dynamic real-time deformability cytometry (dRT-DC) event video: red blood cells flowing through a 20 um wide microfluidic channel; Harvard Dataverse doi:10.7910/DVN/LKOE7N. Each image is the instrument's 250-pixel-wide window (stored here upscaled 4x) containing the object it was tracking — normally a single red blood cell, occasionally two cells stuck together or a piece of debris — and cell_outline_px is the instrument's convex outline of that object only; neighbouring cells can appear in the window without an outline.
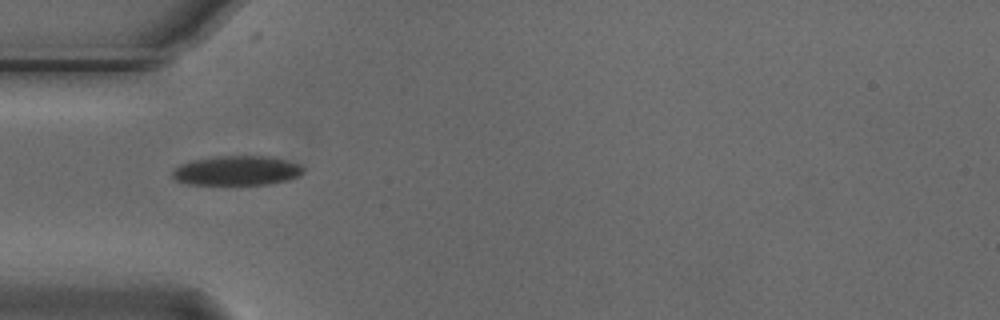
{"species": "Egyptian fruit bat (a non-hibernating species)", "species_latin": "Rousettus aegyptiacus", "temperature_condition": "cold", "stored_images_in_passage": 7, "camera_frame_rate_fps": 3000, "um_per_image_px": 0.085, "animal": {"sex": "male"}, "frame": {"image": 1, "passage_image": 1, "time_ms": 0.0, "image_size_px": [1000, 320], "cell_outline_px": [[304, 172], [300, 176], [288, 180], [268, 184], [188, 184], [176, 180], [172, 176], [172, 172], [180, 164], [192, 160], [216, 156], [272, 156], [300, 164], [304, 168]], "centroid_in_image_um": [20.17, 14.49], "position_along_channel_um": 64.8, "area_um2": 22.6}}
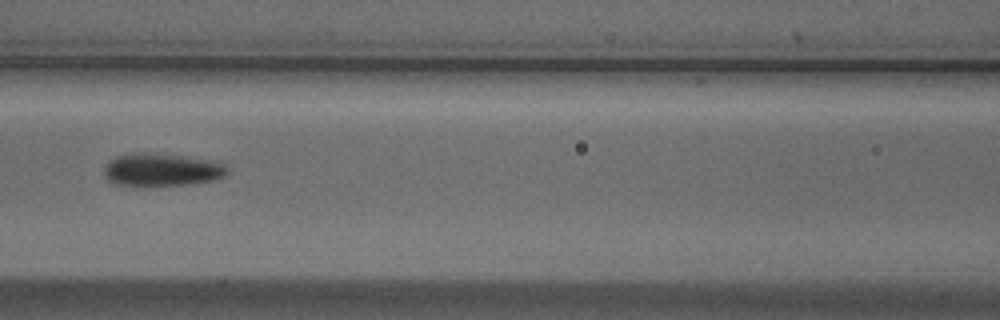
{"frame": {"image": 2, "passage_image": 3, "time_ms": 0.667, "image_size_px": [1000, 320], "cell_outline_px": [[228, 172], [224, 176], [216, 180], [188, 184], [112, 184], [104, 176], [104, 168], [108, 160], [116, 156], [132, 152], [148, 152], [212, 160], [224, 164], [228, 168]], "centroid_in_image_um": [13.73, 14.4], "position_along_channel_um": 152.9, "area_um2": 23.35}}
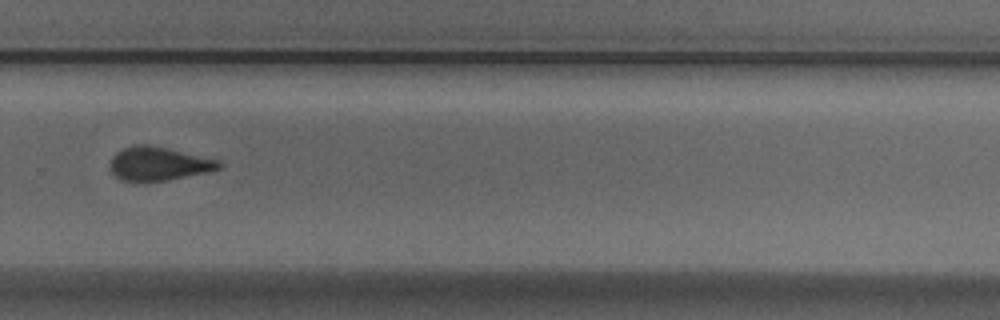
{"frame": {"image": 3, "passage_image": 7, "time_ms": 2.0, "image_size_px": [1000, 320], "cell_outline_px": [[224, 164], [220, 168], [208, 172], [168, 180], [120, 180], [112, 172], [112, 156], [116, 152], [124, 148], [136, 144], [148, 144], [168, 148], [220, 160]], "centroid_in_image_um": [13.54, 13.89], "position_along_channel_um": 316.3, "area_um2": 21.1}}